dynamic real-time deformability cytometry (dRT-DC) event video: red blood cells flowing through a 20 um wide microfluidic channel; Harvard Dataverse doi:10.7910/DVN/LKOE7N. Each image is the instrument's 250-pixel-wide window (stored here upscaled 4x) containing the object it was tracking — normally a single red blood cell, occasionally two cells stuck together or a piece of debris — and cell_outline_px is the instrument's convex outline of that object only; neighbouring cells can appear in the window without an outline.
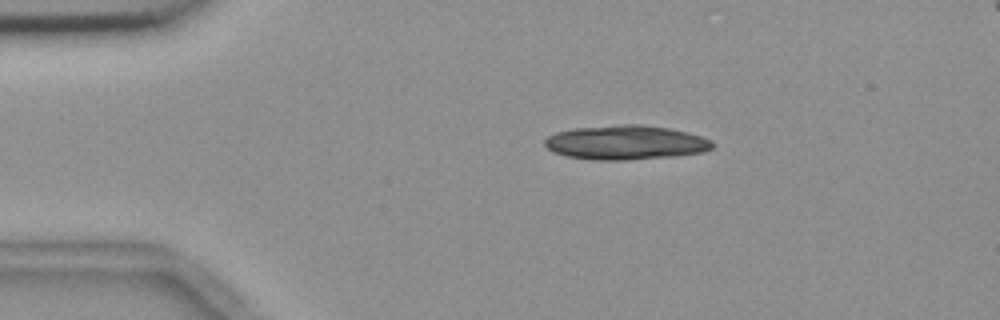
{"species": "common noctule bat (a hibernating species)", "species_latin": "Nyctalus noctula", "temperature_condition": "room temperature", "stored_images_in_passage": 11, "camera_frame_rate_fps": 3000, "um_per_image_px": 0.085, "animal": {"sex": "female", "body_mass_g": 18.4}, "frame": {"image": 1, "passage_image": 1, "time_ms": 0.0, "image_size_px": [1000, 320], "cell_outline_px": [[716, 144], [712, 148], [704, 152], [676, 156], [628, 160], [596, 160], [568, 156], [552, 152], [544, 144], [544, 140], [548, 136], [556, 132], [572, 128], [620, 124], [640, 124], [668, 128], [688, 132], [712, 140]], "centroid_in_image_um": [53.2, 12.11], "position_along_channel_um": 31.8, "area_um2": 33.81}}